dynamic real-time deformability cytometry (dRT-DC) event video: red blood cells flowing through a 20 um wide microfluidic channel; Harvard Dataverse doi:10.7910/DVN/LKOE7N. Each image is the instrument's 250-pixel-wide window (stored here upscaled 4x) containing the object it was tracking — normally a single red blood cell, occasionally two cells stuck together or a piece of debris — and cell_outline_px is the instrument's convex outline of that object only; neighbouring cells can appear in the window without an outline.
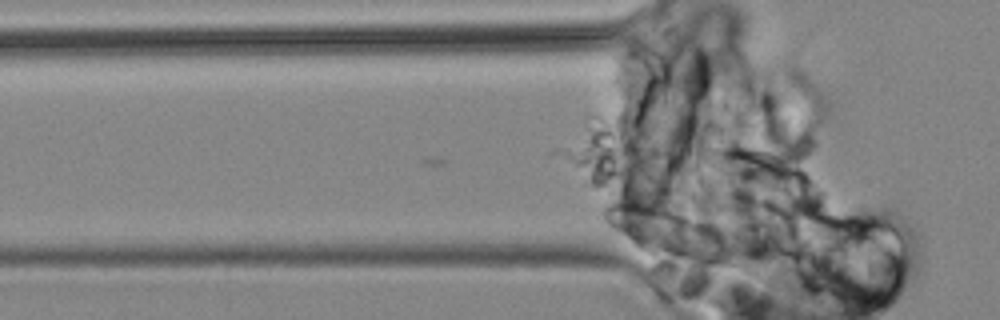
{"species": "common noctule bat (a hibernating species)", "species_latin": "Nyctalus noctula", "temperature_condition": "cold", "stored_images_in_passage": 3, "camera_frame_rate_fps": 3000, "um_per_image_px": 0.085, "animal": {"sex": "male", "body_mass_g": 19.2, "forearm_length_mm": 51.8}, "frame": {"image": 1, "passage_image": 3, "time_ms": 2.333, "image_size_px": [1000, 320], "cell_outline_px": [[728, 256], [720, 264], [712, 264], [664, 252], [632, 240], [624, 236], [612, 228], [604, 220], [604, 204], [616, 200], [640, 200], [668, 208], [704, 220], [712, 224], [720, 232], [724, 240]], "centroid_in_image_um": [56.67, 19.57], "position_along_channel_um": 69.1, "area_um2": 34.33}}